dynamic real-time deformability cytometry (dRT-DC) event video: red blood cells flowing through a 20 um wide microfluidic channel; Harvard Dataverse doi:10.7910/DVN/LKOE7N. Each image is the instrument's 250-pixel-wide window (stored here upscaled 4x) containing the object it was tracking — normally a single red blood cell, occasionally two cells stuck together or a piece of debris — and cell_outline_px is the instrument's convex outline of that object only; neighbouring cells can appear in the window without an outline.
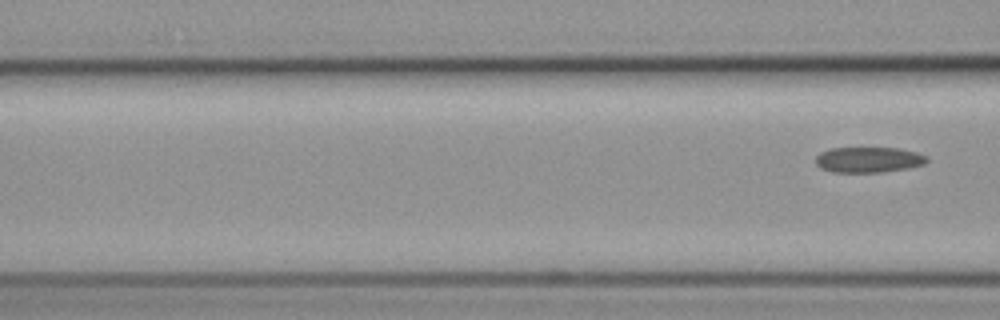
{"species": "common noctule bat (a hibernating species)", "species_latin": "Nyctalus noctula", "temperature_condition": "cold", "stored_images_in_passage": 8, "segment_of_instrument_passage": [2, 2], "camera_frame_rate_fps": 3000, "um_per_image_px": 0.085, "animal": {"sex": "female", "body_mass_g": 19.3, "forearm_length_mm": 54.1}, "frame": {"image": 1, "passage_image": 8, "time_ms": 9.0, "image_size_px": [1000, 320], "cell_outline_px": [[928, 160], [924, 164], [908, 168], [880, 172], [832, 172], [820, 168], [816, 164], [816, 156], [820, 152], [832, 148], [896, 148], [916, 152], [928, 156]], "centroid_in_image_um": [73.82, 13.58], "position_along_channel_um": 92.8, "area_um2": 16.53}}